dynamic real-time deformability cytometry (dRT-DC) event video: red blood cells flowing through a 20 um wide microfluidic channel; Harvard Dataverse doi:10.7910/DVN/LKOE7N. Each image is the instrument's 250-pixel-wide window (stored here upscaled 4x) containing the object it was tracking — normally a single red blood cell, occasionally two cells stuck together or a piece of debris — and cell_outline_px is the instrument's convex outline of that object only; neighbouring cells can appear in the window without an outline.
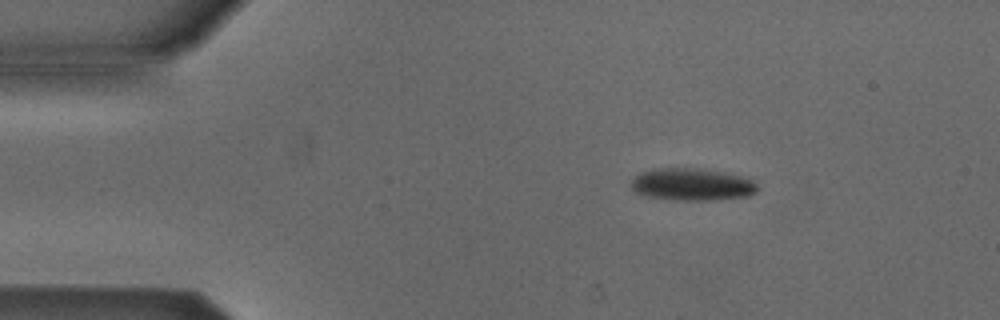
{"species": "Egyptian fruit bat (a non-hibernating species)", "species_latin": "Rousettus aegyptiacus", "temperature_condition": "cold", "stored_images_in_passage": 2, "camera_frame_rate_fps": 3000, "um_per_image_px": 0.085, "animal": {"sex": "male"}, "frame": {"image": 1, "passage_image": 1, "time_ms": 0.0, "image_size_px": [1000, 320], "cell_outline_px": [[760, 188], [756, 192], [748, 196], [704, 200], [676, 200], [652, 196], [636, 192], [632, 188], [632, 180], [640, 172], [660, 168], [696, 168], [724, 172], [748, 176]], "centroid_in_image_um": [58.89, 15.66], "position_along_channel_um": 26.1, "area_um2": 23.58}}